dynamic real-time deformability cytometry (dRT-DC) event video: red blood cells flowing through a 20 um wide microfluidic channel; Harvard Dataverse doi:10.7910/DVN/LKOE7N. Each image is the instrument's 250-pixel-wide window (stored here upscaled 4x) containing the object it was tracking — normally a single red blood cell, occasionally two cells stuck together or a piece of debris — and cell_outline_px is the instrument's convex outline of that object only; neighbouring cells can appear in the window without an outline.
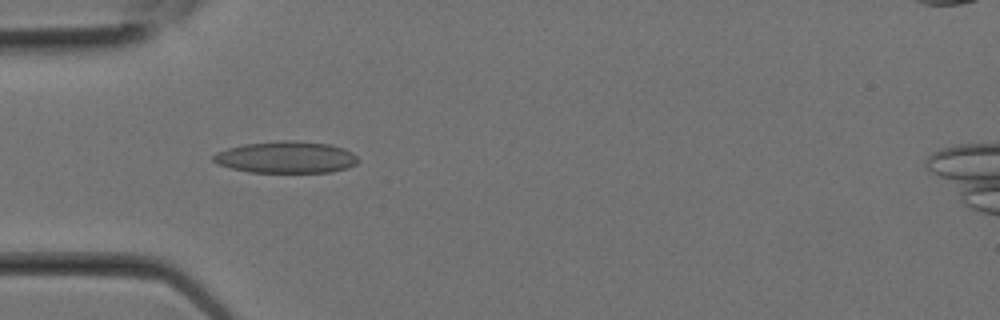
{"species": "Egyptian fruit bat (a non-hibernating species)", "species_latin": "Rousettus aegyptiacus", "temperature_condition": "room temperature", "stored_images_in_passage": 2, "camera_frame_rate_fps": 3000, "um_per_image_px": 0.085, "animal": {"sex": "female"}, "frame": {"image": 1, "passage_image": 2, "time_ms": 0.333, "image_size_px": [1000, 320], "cell_outline_px": [[360, 160], [356, 164], [348, 168], [332, 172], [252, 172], [232, 168], [220, 164], [212, 160], [212, 156], [216, 152], [228, 148], [244, 144], [280, 140], [296, 140], [328, 144], [344, 148], [352, 152]], "centroid_in_image_um": [24.35, 13.36], "position_along_channel_um": 60.6, "area_um2": 26.82}}